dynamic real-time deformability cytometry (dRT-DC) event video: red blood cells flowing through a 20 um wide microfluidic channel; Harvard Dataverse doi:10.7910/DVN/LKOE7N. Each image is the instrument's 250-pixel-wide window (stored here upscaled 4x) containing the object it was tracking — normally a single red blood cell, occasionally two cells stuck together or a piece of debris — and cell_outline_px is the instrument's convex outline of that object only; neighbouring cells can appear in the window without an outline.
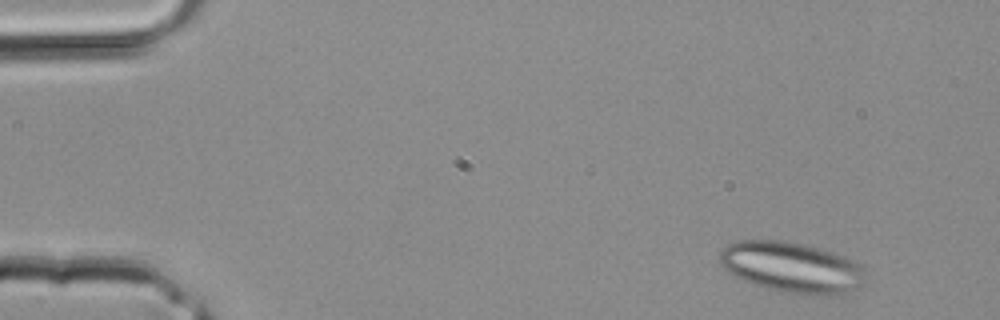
{"species": "common noctule bat (a hibernating species)", "species_latin": "Nyctalus noctula", "temperature_condition": "room temperature", "stored_images_in_passage": 4, "segment_of_instrument_passage": [1, 2], "camera_frame_rate_fps": 3000, "um_per_image_px": 0.085, "animal": {"sex": "male", "body_mass_g": 20.4}, "frame": {"image": 1, "passage_image": 1, "time_ms": 0.0, "image_size_px": [1000, 320], "cell_outline_px": [[868, 276], [864, 284], [840, 296], [824, 296], [788, 292], [764, 288], [744, 280], [728, 272], [720, 264], [720, 248], [728, 244], [740, 240], [780, 240], [804, 244], [832, 252], [844, 256], [852, 260]], "centroid_in_image_um": [67.3, 22.73], "position_along_channel_um": 17.7, "area_um2": 43.18}}